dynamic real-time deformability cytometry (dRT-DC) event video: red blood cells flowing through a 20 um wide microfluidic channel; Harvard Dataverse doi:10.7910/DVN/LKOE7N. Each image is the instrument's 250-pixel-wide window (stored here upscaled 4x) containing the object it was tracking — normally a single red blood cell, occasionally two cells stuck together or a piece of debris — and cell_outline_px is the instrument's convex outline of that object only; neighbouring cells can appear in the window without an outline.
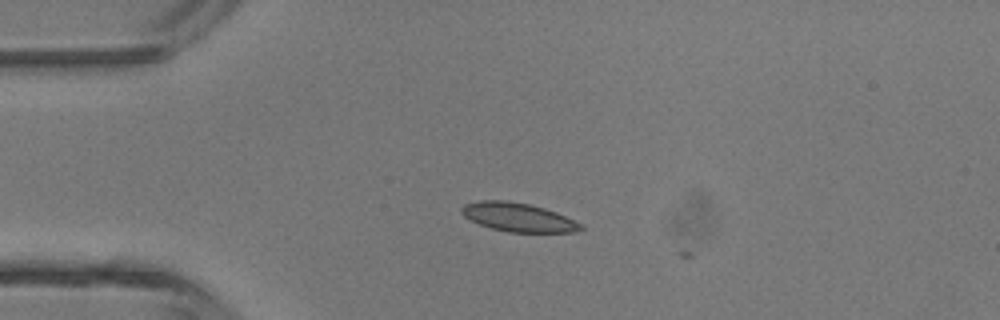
{"species": "common noctule bat (a hibernating species)", "species_latin": "Nyctalus noctula", "temperature_condition": "room temperature", "stored_images_in_passage": 3, "camera_frame_rate_fps": 3000, "um_per_image_px": 0.085, "animal": {"sex": "male", "body_mass_g": 13.3}, "frame": {"image": 1, "passage_image": 2, "time_ms": 0.333, "image_size_px": [1000, 320], "cell_outline_px": [[584, 228], [572, 232], [508, 232], [492, 228], [480, 224], [464, 216], [460, 212], [460, 208], [464, 204], [480, 200], [504, 200], [528, 204], [544, 208], [556, 212], [584, 224]], "centroid_in_image_um": [44.05, 18.46], "position_along_channel_um": 41.0, "area_um2": 19.88}}